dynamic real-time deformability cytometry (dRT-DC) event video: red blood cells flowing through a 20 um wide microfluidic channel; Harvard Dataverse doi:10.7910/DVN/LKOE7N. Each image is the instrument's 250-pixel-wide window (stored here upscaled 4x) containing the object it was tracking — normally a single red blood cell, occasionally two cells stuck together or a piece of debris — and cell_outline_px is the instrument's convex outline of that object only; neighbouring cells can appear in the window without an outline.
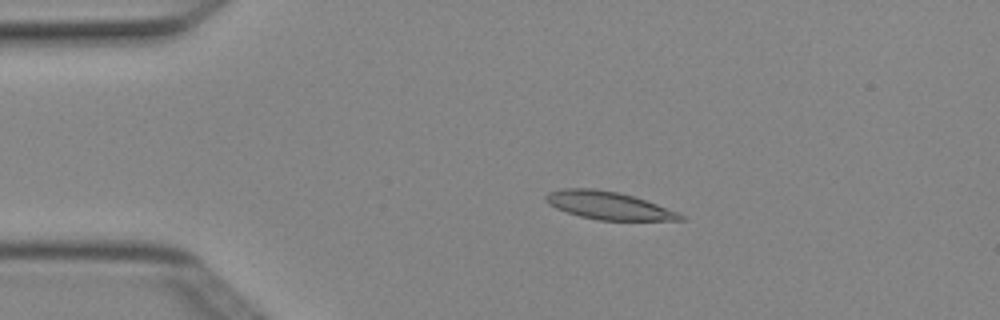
{"species": "Egyptian fruit bat (a non-hibernating species)", "species_latin": "Rousettus aegyptiacus", "temperature_condition": "cold", "stored_images_in_passage": 2, "camera_frame_rate_fps": 3000, "um_per_image_px": 0.085, "animal": {"sex": "female"}, "frame": {"image": 1, "passage_image": 2, "time_ms": 0.333, "image_size_px": [1000, 320], "cell_outline_px": [[684, 220], [596, 220], [580, 216], [556, 208], [548, 204], [544, 200], [544, 196], [548, 192], [564, 188], [592, 188], [616, 192], [632, 196], [680, 212], [684, 216]], "centroid_in_image_um": [51.69, 17.47], "position_along_channel_um": 33.3, "area_um2": 21.68}}